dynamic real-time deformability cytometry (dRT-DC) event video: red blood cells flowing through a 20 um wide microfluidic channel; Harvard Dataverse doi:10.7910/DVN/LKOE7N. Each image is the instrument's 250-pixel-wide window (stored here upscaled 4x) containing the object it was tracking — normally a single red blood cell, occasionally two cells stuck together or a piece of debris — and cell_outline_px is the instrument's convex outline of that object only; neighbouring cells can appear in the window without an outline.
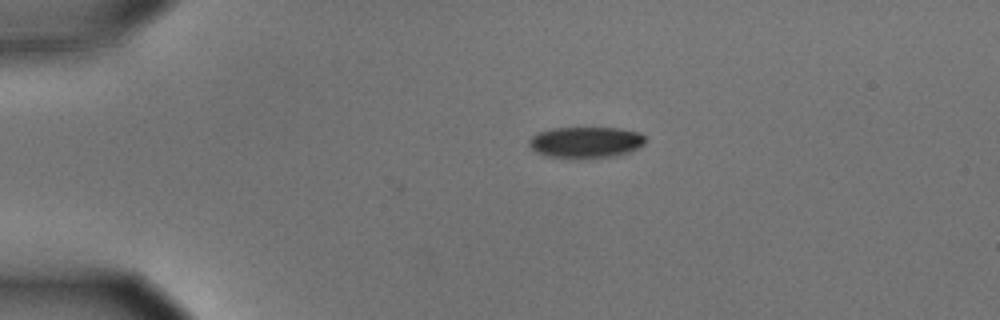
{"species": "common noctule bat (a hibernating species)", "species_latin": "Nyctalus noctula", "temperature_condition": "cold", "stored_images_in_passage": 3, "camera_frame_rate_fps": 3000, "um_per_image_px": 0.085, "animal": {"sex": "male", "body_mass_g": 15.6}, "frame": {"image": 1, "passage_image": 3, "time_ms": 0.667, "image_size_px": [1000, 320], "cell_outline_px": [[648, 140], [644, 144], [628, 152], [612, 156], [580, 160], [576, 160], [544, 156], [536, 152], [528, 144], [528, 140], [532, 136], [540, 132], [556, 128], [616, 128], [640, 132]], "centroid_in_image_um": [49.77, 12.12], "position_along_channel_um": 35.2, "area_um2": 21.5}}